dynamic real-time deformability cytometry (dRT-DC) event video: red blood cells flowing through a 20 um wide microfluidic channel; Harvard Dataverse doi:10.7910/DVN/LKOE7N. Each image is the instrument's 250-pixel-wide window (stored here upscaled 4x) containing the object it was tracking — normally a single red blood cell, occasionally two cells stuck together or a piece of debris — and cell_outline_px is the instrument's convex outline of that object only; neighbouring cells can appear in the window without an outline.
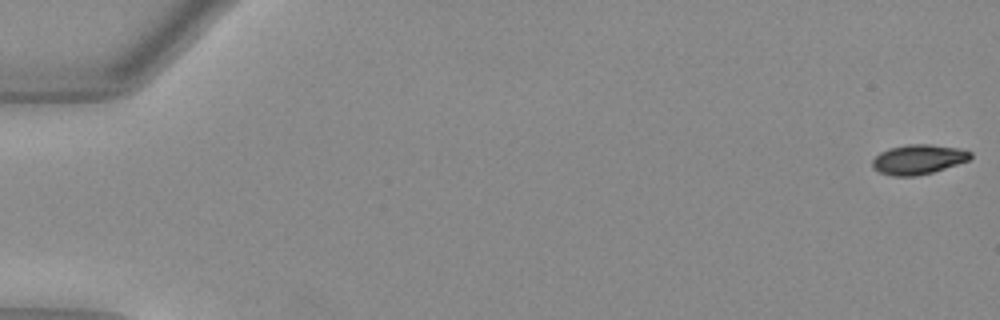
{"species": "Egyptian fruit bat (a non-hibernating species)", "species_latin": "Rousettus aegyptiacus", "temperature_condition": "warm", "stored_images_in_passage": 50, "camera_frame_rate_fps": 3000, "um_per_image_px": 0.085, "animal": {"sex": "female"}, "frame": {"image": 1, "passage_image": 1, "time_ms": 0.0, "image_size_px": [1000, 320], "cell_outline_px": [[972, 156], [968, 160], [932, 172], [916, 176], [892, 176], [880, 172], [872, 168], [872, 160], [880, 152], [888, 148], [908, 144], [928, 144], [964, 148], [972, 152]], "centroid_in_image_um": [78.05, 13.53], "position_along_channel_um": 6.9, "area_um2": 17.05}}
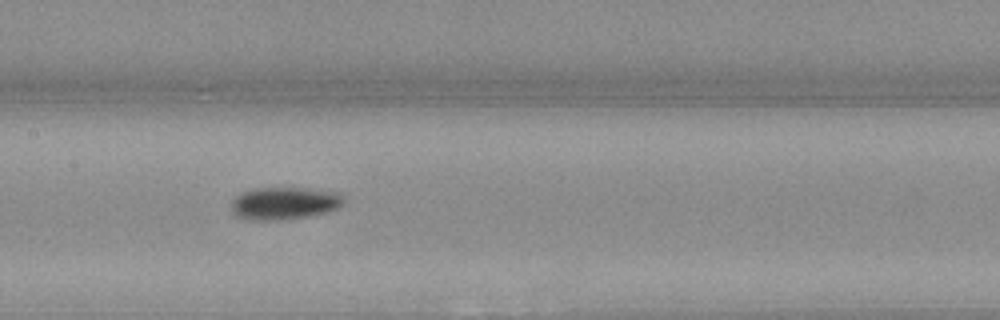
{"frame": {"image": 2, "passage_image": 27, "time_ms": 8.667, "image_size_px": [1000, 320], "cell_outline_px": [[344, 204], [328, 212], [280, 220], [244, 220], [236, 216], [232, 212], [232, 200], [236, 196], [244, 192], [256, 188], [304, 188], [340, 192], [344, 196]], "centroid_in_image_um": [24.17, 17.28], "position_along_channel_um": 183.2, "area_um2": 21.33}}
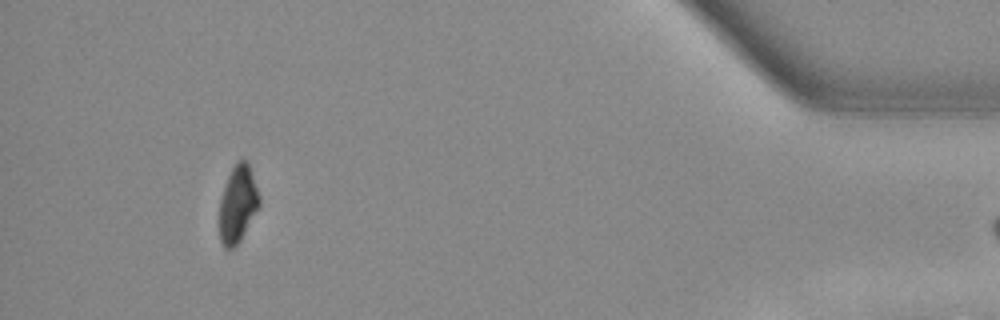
{"frame": {"image": 3, "passage_image": 49, "time_ms": 16.0, "image_size_px": [1000, 320], "cell_outline_px": [[260, 204], [240, 240], [232, 248], [224, 248], [220, 240], [216, 224], [220, 200], [228, 176], [236, 160], [244, 160], [248, 164], [260, 196]], "centroid_in_image_um": [20.15, 17.39], "position_along_channel_um": 415.0, "area_um2": 18.03}}